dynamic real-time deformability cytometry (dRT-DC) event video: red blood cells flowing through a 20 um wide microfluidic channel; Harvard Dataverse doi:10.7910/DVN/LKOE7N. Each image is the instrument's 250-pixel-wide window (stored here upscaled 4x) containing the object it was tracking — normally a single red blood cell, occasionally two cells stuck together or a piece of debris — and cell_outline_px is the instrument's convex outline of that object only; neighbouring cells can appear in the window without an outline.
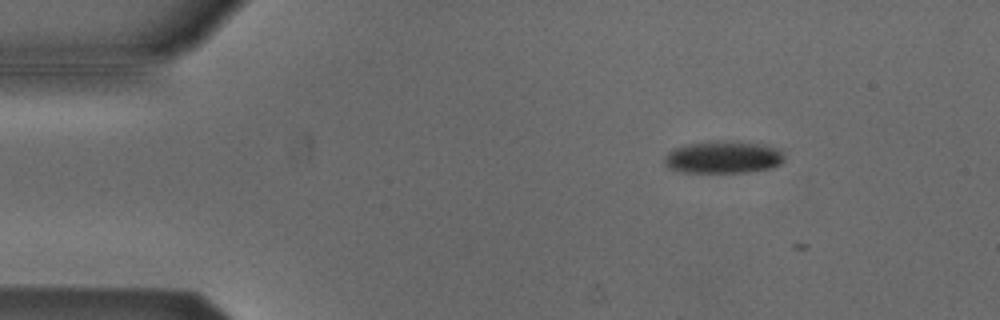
{"species": "Egyptian fruit bat (a non-hibernating species)", "species_latin": "Rousettus aegyptiacus", "temperature_condition": "cold", "stored_images_in_passage": 10, "camera_frame_rate_fps": 3000, "um_per_image_px": 0.085, "animal": {"sex": "male"}, "frame": {"image": 1, "passage_image": 3, "time_ms": 0.667, "image_size_px": [1000, 320], "cell_outline_px": [[784, 160], [780, 164], [772, 168], [748, 172], [684, 172], [668, 168], [664, 164], [664, 156], [672, 148], [684, 144], [712, 140], [728, 140], [760, 144], [780, 148], [784, 152]], "centroid_in_image_um": [61.46, 13.34], "position_along_channel_um": 23.5, "area_um2": 23.12}}